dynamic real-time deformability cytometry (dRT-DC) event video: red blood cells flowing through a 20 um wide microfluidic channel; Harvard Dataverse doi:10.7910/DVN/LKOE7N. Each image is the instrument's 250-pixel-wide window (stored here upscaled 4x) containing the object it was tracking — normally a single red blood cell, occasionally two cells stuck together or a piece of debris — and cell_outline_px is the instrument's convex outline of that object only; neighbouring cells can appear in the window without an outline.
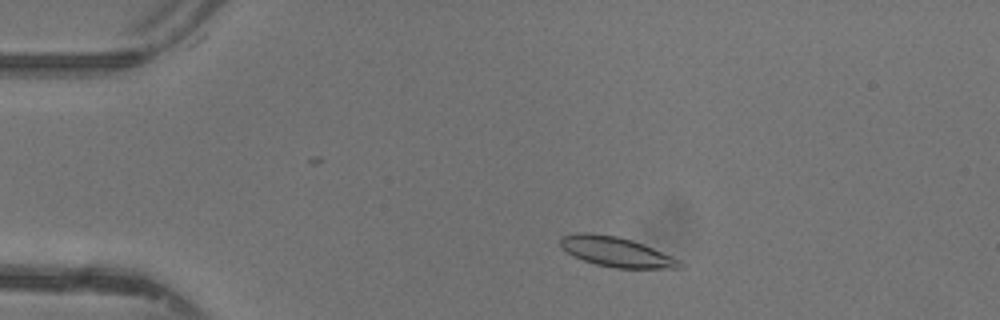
{"species": "common noctule bat (a hibernating species)", "species_latin": "Nyctalus noctula", "temperature_condition": "warm", "stored_images_in_passage": 44, "camera_frame_rate_fps": 3000, "um_per_image_px": 0.085, "animal": {"sex": "female"}, "frame": {"image": 1, "passage_image": 6, "time_ms": 1.667, "image_size_px": [1000, 320], "cell_outline_px": [[684, 268], [616, 268], [596, 264], [584, 260], [568, 252], [560, 244], [560, 236], [576, 232], [588, 232], [616, 236], [632, 240], [672, 256], [680, 260], [684, 264]], "centroid_in_image_um": [52.39, 21.4], "position_along_channel_um": 32.6, "area_um2": 20.58}}
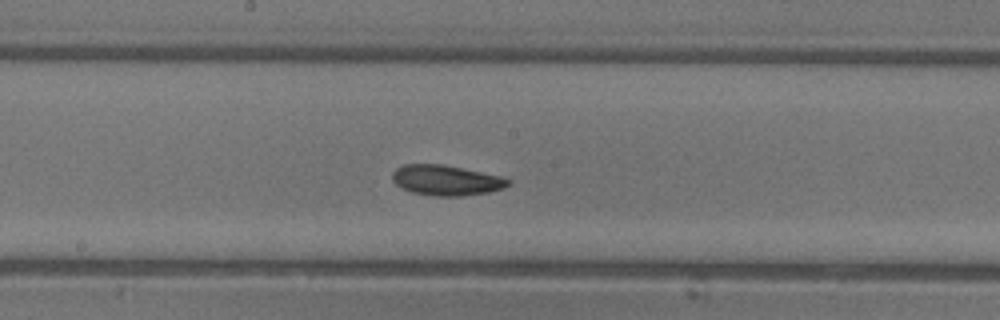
{"frame": {"image": 2, "passage_image": 22, "time_ms": 7.0, "image_size_px": [1000, 320], "cell_outline_px": [[512, 180], [504, 188], [488, 192], [460, 196], [432, 196], [412, 192], [400, 188], [392, 180], [392, 172], [396, 168], [404, 164], [440, 164], [504, 176]], "centroid_in_image_um": [37.91, 15.32], "position_along_channel_um": 210.3, "area_um2": 20.58}}
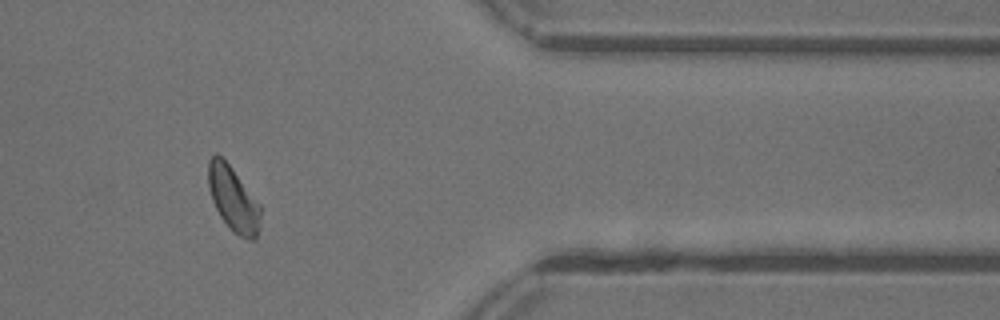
{"frame": {"image": 3, "passage_image": 36, "time_ms": 11.667, "image_size_px": [1000, 320], "cell_outline_px": [[260, 224], [256, 240], [248, 240], [232, 232], [228, 228], [220, 216], [212, 200], [208, 184], [208, 160], [216, 152], [232, 168], [260, 204]], "centroid_in_image_um": [19.82, 16.94], "position_along_channel_um": 391.6, "area_um2": 19.77}, "authors_computed_cell_mechanics": {"area_um2": 19.9121, "velocity_mm_per_s": 4.3606, "shape_relaxation_time_tau1_ms": 4.0979, "shape_relaxation_time_tau2_ms": 3.9358, "deformation_change_tau1": 0.1191, "deformation_change_tau2": 0.1045}}